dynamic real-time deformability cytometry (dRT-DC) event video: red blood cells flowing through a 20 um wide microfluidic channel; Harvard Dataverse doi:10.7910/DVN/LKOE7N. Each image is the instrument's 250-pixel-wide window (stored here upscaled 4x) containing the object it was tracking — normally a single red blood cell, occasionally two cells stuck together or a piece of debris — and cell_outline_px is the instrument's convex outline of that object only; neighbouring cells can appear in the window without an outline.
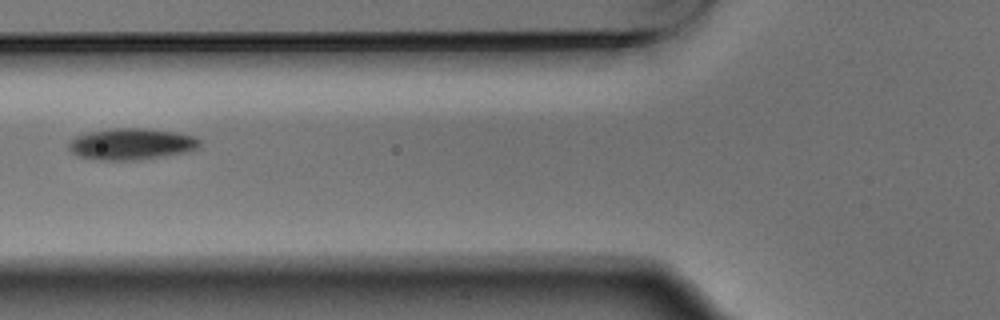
{"species": "Egyptian fruit bat (a non-hibernating species)", "species_latin": "Rousettus aegyptiacus", "temperature_condition": "warm", "stored_images_in_passage": 3, "camera_frame_rate_fps": 3000, "um_per_image_px": 0.085, "animal": {"sex": "male"}, "frame": {"image": 1, "passage_image": 3, "time_ms": 0.667, "image_size_px": [1000, 320], "cell_outline_px": [[200, 144], [196, 148], [188, 152], [140, 160], [92, 160], [80, 156], [72, 152], [68, 148], [68, 140], [76, 136], [88, 132], [112, 128], [144, 128], [176, 132], [192, 136], [200, 140]], "centroid_in_image_um": [11.13, 12.25], "position_along_channel_um": 114.7, "area_um2": 24.16}}